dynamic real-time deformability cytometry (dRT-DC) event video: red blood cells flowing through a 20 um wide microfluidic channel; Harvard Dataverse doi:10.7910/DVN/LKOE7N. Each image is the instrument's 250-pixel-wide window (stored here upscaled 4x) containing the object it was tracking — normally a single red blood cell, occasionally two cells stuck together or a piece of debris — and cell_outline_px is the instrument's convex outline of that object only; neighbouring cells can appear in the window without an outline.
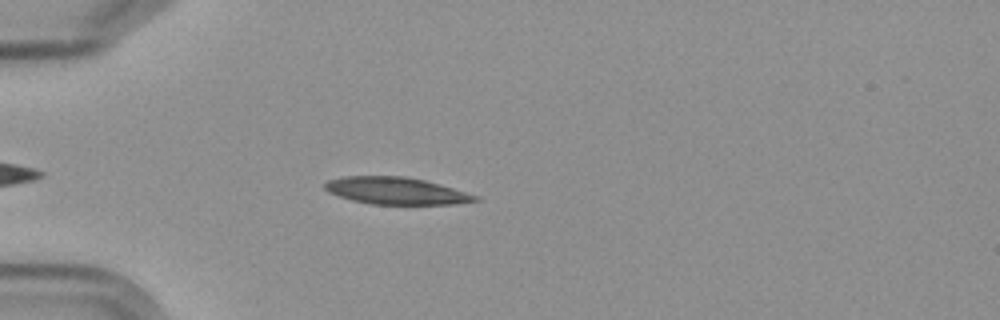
{"species": "Egyptian fruit bat (a non-hibernating species)", "species_latin": "Rousettus aegyptiacus", "temperature_condition": "cold", "stored_images_in_passage": 4, "camera_frame_rate_fps": 3000, "um_per_image_px": 0.085, "frame": {"image": 1, "passage_image": 1, "time_ms": 0.0, "image_size_px": [1000, 320], "cell_outline_px": [[480, 200], [452, 204], [372, 204], [352, 200], [328, 192], [324, 188], [324, 184], [328, 180], [344, 176], [404, 176], [424, 180], [480, 196]], "centroid_in_image_um": [33.65, 16.22], "position_along_channel_um": 51.4, "area_um2": 23.52}}
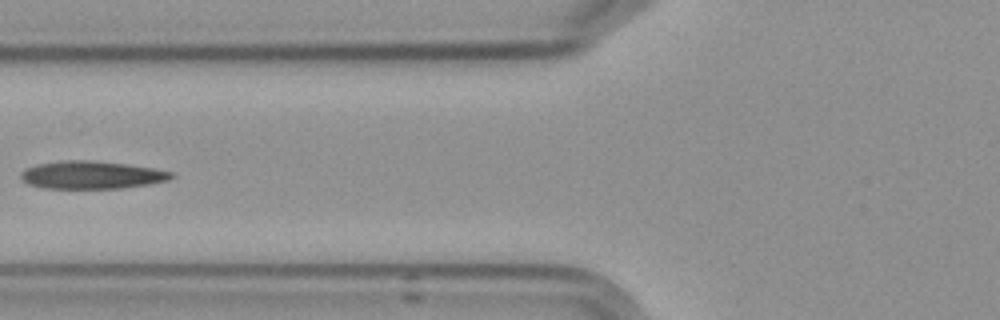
{"frame": {"image": 2, "passage_image": 3, "time_ms": 2.333, "image_size_px": [1000, 320], "cell_outline_px": [[176, 176], [168, 180], [148, 184], [124, 188], [44, 188], [28, 184], [20, 176], [20, 172], [24, 168], [40, 164], [60, 160], [88, 160], [124, 164], [152, 168], [172, 172]], "centroid_in_image_um": [7.77, 14.87], "position_along_channel_um": 118.0, "area_um2": 24.22}}
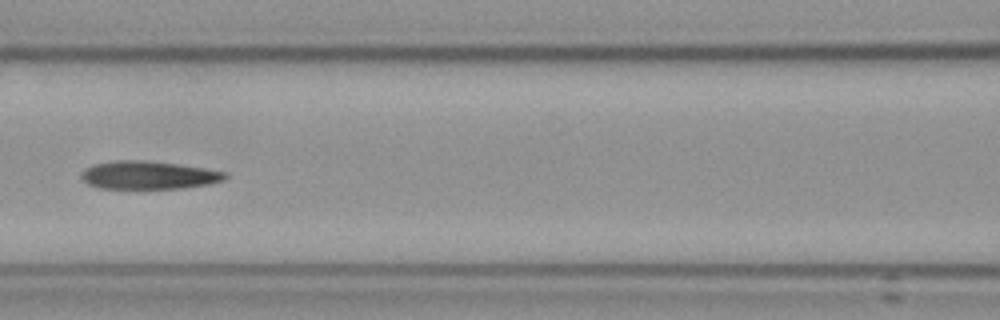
{"frame": {"image": 3, "passage_image": 4, "time_ms": 3.333, "image_size_px": [1000, 320], "cell_outline_px": [[228, 176], [224, 180], [208, 184], [180, 188], [140, 192], [136, 192], [100, 188], [88, 184], [80, 176], [80, 172], [84, 168], [92, 164], [112, 160], [140, 160], [176, 164], [204, 168], [228, 172]], "centroid_in_image_um": [12.55, 14.93], "position_along_channel_um": 154.0, "area_um2": 24.74}}